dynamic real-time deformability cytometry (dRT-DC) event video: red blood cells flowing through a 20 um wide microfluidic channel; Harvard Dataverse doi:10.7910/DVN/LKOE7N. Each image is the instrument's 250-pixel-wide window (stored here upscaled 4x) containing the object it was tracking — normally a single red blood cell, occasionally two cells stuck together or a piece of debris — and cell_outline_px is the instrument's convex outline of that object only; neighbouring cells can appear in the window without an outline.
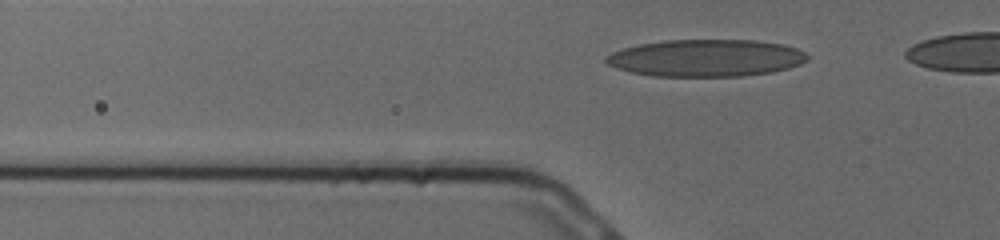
{"species": "human", "species_latin": "Homo sapiens", "temperature_condition": "cold", "stored_images_in_passage": 4, "camera_frame_rate_fps": 3000, "um_per_image_px": 0.085, "donor": {"sex": "male"}, "frame": {"image": 1, "passage_image": 4, "time_ms": 1.0, "image_size_px": [1000, 240], "cell_outline_px": [[808, 60], [800, 64], [788, 68], [772, 72], [740, 76], [652, 76], [632, 72], [616, 68], [608, 64], [604, 60], [604, 56], [612, 52], [624, 48], [640, 44], [664, 40], [756, 40], [780, 44], [796, 48], [804, 52], [808, 56]], "centroid_in_image_um": [59.99, 4.93], "position_along_channel_um": 65.8, "area_um2": 43.52}}